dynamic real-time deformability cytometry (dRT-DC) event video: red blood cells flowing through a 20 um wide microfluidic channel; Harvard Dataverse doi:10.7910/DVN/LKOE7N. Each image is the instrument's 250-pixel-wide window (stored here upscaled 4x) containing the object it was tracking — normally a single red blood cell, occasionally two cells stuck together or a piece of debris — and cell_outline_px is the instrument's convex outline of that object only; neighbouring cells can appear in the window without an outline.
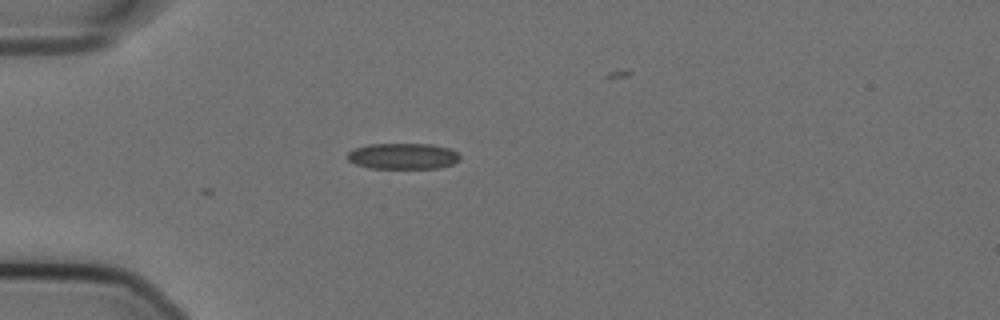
{"species": "Egyptian fruit bat (a non-hibernating species)", "species_latin": "Rousettus aegyptiacus", "temperature_condition": "cold", "stored_images_in_passage": 3, "camera_frame_rate_fps": 3000, "um_per_image_px": 0.085, "animal": {"sex": "female"}, "frame": {"image": 1, "passage_image": 1, "time_ms": 0.0, "image_size_px": [1000, 320], "cell_outline_px": [[460, 160], [452, 164], [436, 168], [368, 168], [356, 164], [348, 160], [344, 156], [348, 152], [356, 148], [368, 144], [432, 144], [448, 148], [456, 152], [460, 156]], "centroid_in_image_um": [34.22, 13.27], "position_along_channel_um": 50.8, "area_um2": 17.05}}